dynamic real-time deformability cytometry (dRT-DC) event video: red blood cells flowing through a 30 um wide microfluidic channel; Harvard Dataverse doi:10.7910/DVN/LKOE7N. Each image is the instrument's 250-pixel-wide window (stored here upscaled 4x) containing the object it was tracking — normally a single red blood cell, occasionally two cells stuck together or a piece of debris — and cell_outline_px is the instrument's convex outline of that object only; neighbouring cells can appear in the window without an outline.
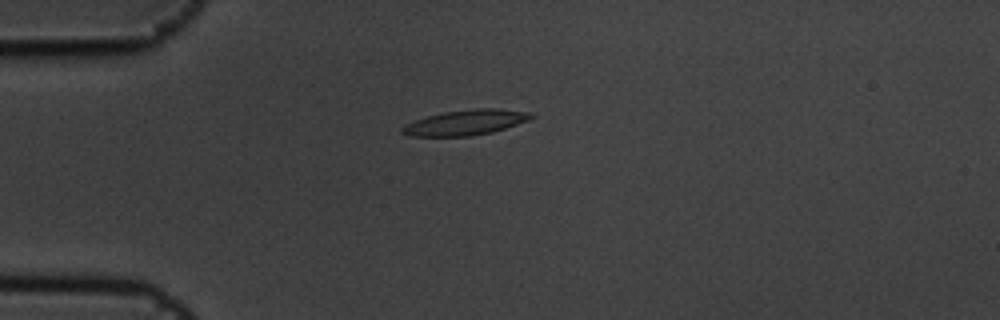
{"species": "common noctule bat (a hibernating species)", "species_latin": "Nyctalus noctula", "temperature_condition": "cold", "stored_images_in_passage": 5, "camera_frame_rate_fps": 3000, "um_per_image_px": 0.085, "animal": {"sex": "male", "body_mass_g": 19.5, "forearm_length_mm": 54.6}, "frame": {"image": 1, "passage_image": 1, "time_ms": 0.0, "image_size_px": [1000, 320], "cell_outline_px": [[536, 116], [528, 120], [492, 132], [472, 136], [412, 136], [400, 132], [400, 128], [404, 124], [428, 116], [444, 112], [476, 108], [496, 108], [532, 112]], "centroid_in_image_um": [39.59, 10.4], "position_along_channel_um": 45.4, "area_um2": 18.96}}
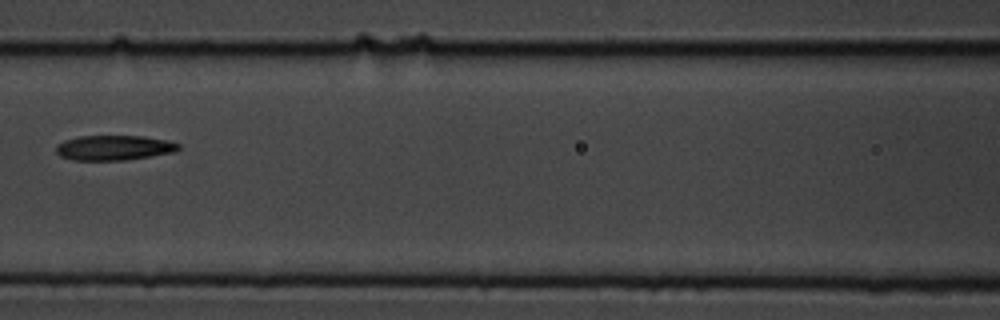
{"frame": {"image": 2, "passage_image": 4, "time_ms": 1.0, "image_size_px": [1000, 320], "cell_outline_px": [[180, 148], [172, 152], [124, 160], [72, 160], [60, 156], [56, 152], [56, 144], [64, 140], [80, 136], [144, 136], [168, 140], [180, 144]], "centroid_in_image_um": [9.65, 12.55], "position_along_channel_um": 156.9, "area_um2": 17.74}}
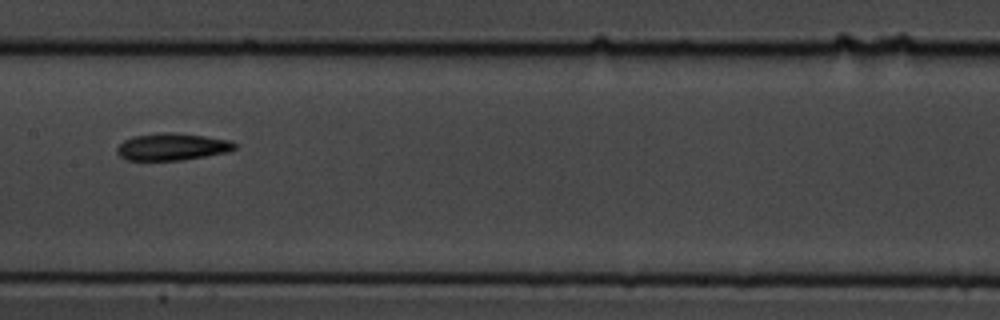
{"frame": {"image": 3, "passage_image": 5, "time_ms": 1.333, "image_size_px": [1000, 320], "cell_outline_px": [[236, 148], [228, 152], [180, 160], [124, 160], [116, 152], [116, 148], [124, 140], [132, 136], [164, 132], [172, 132], [204, 136], [228, 140], [236, 144]], "centroid_in_image_um": [14.59, 12.47], "position_along_channel_um": 192.8, "area_um2": 18.5}}